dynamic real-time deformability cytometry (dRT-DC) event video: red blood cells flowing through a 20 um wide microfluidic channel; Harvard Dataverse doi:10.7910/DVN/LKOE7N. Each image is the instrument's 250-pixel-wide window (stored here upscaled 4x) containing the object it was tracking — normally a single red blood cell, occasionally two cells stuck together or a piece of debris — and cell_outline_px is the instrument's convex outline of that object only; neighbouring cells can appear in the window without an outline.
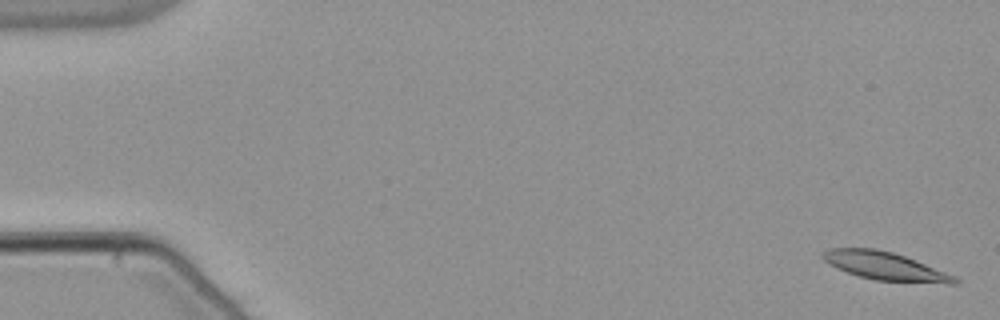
{"species": "common noctule bat (a hibernating species)", "species_latin": "Nyctalus noctula", "temperature_condition": "warm", "stored_images_in_passage": 55, "camera_frame_rate_fps": 3000, "um_per_image_px": 0.085, "animal": {"sex": "male", "body_mass_g": 21.5, "forearm_length_mm": 52.0}, "frame": {"image": 1, "passage_image": 2, "time_ms": 0.333, "image_size_px": [1000, 320], "cell_outline_px": [[960, 284], [948, 284], [876, 280], [860, 276], [836, 268], [824, 260], [820, 256], [820, 252], [828, 248], [876, 248], [892, 252], [916, 260], [956, 276], [960, 280]], "centroid_in_image_um": [75.25, 22.61], "position_along_channel_um": 9.8, "area_um2": 21.73}}
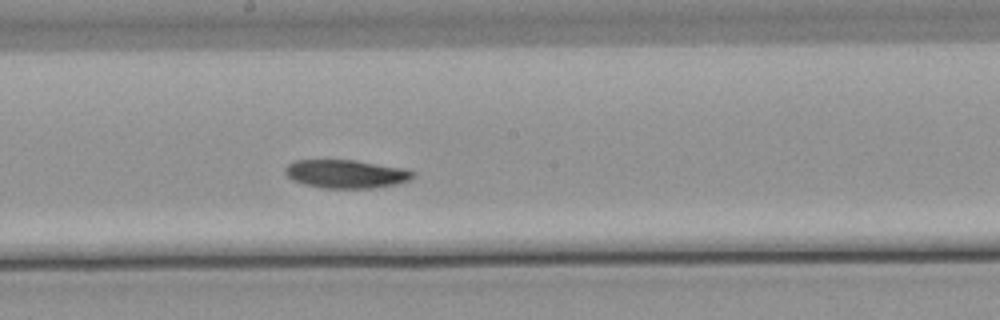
{"frame": {"image": 2, "passage_image": 31, "time_ms": 10.0, "image_size_px": [1000, 320], "cell_outline_px": [[416, 176], [408, 180], [396, 184], [372, 188], [324, 188], [304, 184], [292, 180], [284, 172], [284, 168], [288, 164], [296, 160], [356, 160], [404, 168], [416, 172]], "centroid_in_image_um": [29.42, 14.78], "position_along_channel_um": 218.8, "area_um2": 21.21}}
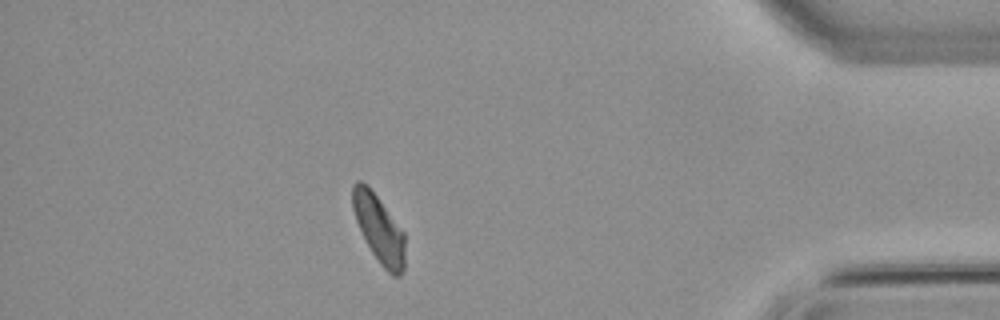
{"frame": {"image": 3, "passage_image": 49, "time_ms": 16.0, "image_size_px": [1000, 320], "cell_outline_px": [[404, 272], [400, 276], [392, 276], [380, 264], [372, 252], [356, 220], [352, 208], [352, 184], [356, 180], [360, 180], [368, 184], [404, 232]], "centroid_in_image_um": [32.2, 19.42], "position_along_channel_um": 403.0, "area_um2": 20.58}, "authors_computed_cell_mechanics": {"area_um2": 21.675, "velocity_mm_per_s": 3.7775, "shape_relaxation_time_tau1_ms": 5.6166, "shape_relaxation_time_tau2_ms": null, "deformation_change_tau1": 0.1604, "deformation_change_tau2": null}}